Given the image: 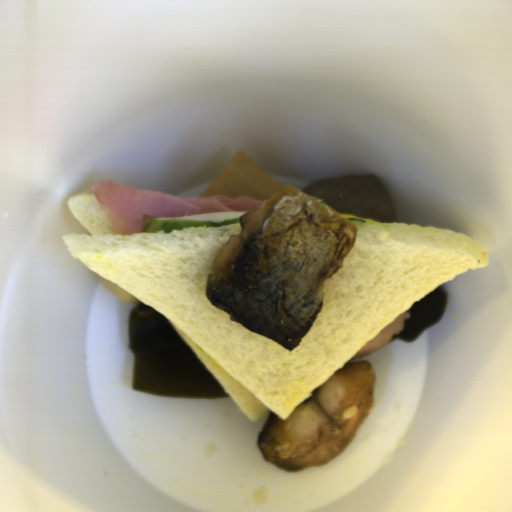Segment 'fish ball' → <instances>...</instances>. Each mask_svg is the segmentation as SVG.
I'll list each match as a JSON object with an SVG mask.
<instances>
[{"label": "fish ball", "instance_id": "29854b86", "mask_svg": "<svg viewBox=\"0 0 512 512\" xmlns=\"http://www.w3.org/2000/svg\"><path fill=\"white\" fill-rule=\"evenodd\" d=\"M284 185L245 151H239L198 198L252 197L264 200Z\"/></svg>", "mask_w": 512, "mask_h": 512}, {"label": "fish ball", "instance_id": "53f4d19a", "mask_svg": "<svg viewBox=\"0 0 512 512\" xmlns=\"http://www.w3.org/2000/svg\"><path fill=\"white\" fill-rule=\"evenodd\" d=\"M97 276L100 279V281L104 284V286L107 288V290L119 301L125 304H140L142 302L138 298L127 292L125 289L114 283L113 281L99 274H97Z\"/></svg>", "mask_w": 512, "mask_h": 512}]
</instances>
